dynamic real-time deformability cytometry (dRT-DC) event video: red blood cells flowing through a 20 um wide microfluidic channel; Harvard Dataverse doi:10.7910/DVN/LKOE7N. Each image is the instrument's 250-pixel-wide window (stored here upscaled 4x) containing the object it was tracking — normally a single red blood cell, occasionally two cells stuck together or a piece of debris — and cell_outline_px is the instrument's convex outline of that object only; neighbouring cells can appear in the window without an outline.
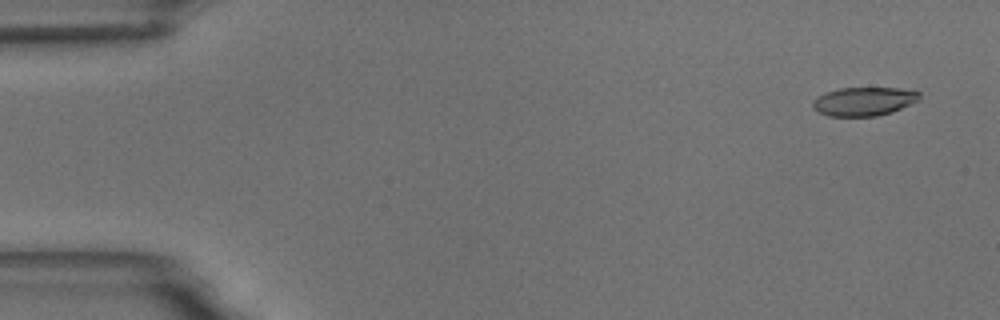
{"species": "common noctule bat (a hibernating species)", "species_latin": "Nyctalus noctula", "temperature_condition": "room temperature", "stored_images_in_passage": 5, "camera_frame_rate_fps": 3000, "um_per_image_px": 0.085, "animal": {"sex": "male", "body_mass_g": 18.8}, "frame": {"image": 1, "passage_image": 1, "time_ms": 0.0, "image_size_px": [1000, 320], "cell_outline_px": [[920, 100], [892, 112], [876, 116], [828, 116], [812, 108], [812, 104], [820, 96], [828, 92], [840, 88], [900, 88], [920, 92]], "centroid_in_image_um": [73.48, 8.62], "position_along_channel_um": 11.5, "area_um2": 17.63}}
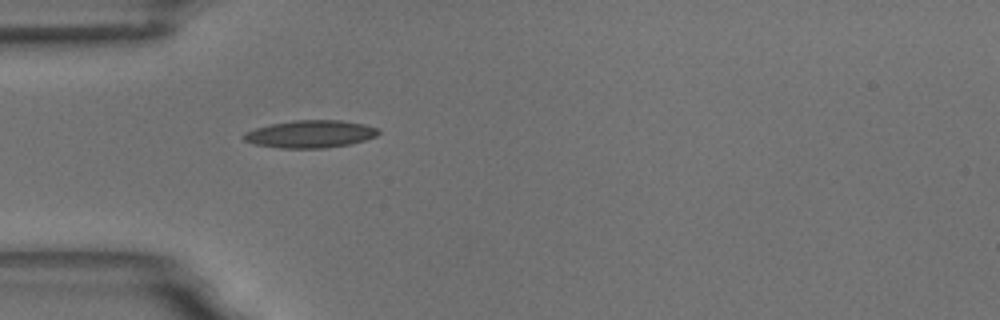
{"frame": {"image": 2, "passage_image": 5, "time_ms": 4.667, "image_size_px": [1000, 320], "cell_outline_px": [[380, 132], [376, 136], [364, 140], [348, 144], [324, 148], [280, 148], [252, 144], [244, 140], [240, 136], [244, 132], [256, 128], [272, 124], [296, 120], [340, 120], [364, 124], [380, 128]], "centroid_in_image_um": [26.36, 11.39], "position_along_channel_um": 58.6, "area_um2": 21.62}}